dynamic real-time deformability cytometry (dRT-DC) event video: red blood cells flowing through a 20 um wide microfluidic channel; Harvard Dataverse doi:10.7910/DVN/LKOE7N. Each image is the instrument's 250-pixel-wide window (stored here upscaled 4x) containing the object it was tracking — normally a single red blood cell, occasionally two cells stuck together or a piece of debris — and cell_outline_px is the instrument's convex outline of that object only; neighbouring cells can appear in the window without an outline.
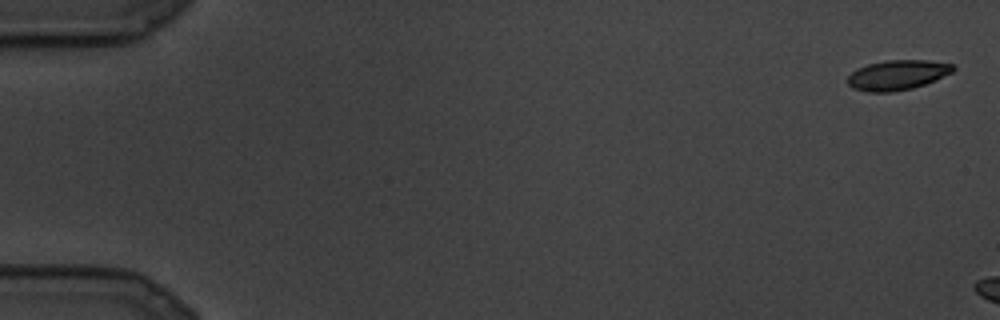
{"species": "common noctule bat (a hibernating species)", "species_latin": "Nyctalus noctula", "temperature_condition": "cold", "stored_images_in_passage": 4, "camera_frame_rate_fps": 3000, "um_per_image_px": 0.085, "animal": {"sex": "male", "body_mass_g": 19.5, "forearm_length_mm": 54.6}, "frame": {"image": 1, "passage_image": 1, "time_ms": 0.0, "image_size_px": [1000, 320], "cell_outline_px": [[956, 68], [952, 72], [936, 80], [912, 88], [892, 92], [868, 92], [852, 88], [848, 84], [848, 76], [856, 68], [868, 64], [888, 60], [928, 60], [952, 64]], "centroid_in_image_um": [76.27, 6.37], "position_along_channel_um": 8.7, "area_um2": 18.38}}